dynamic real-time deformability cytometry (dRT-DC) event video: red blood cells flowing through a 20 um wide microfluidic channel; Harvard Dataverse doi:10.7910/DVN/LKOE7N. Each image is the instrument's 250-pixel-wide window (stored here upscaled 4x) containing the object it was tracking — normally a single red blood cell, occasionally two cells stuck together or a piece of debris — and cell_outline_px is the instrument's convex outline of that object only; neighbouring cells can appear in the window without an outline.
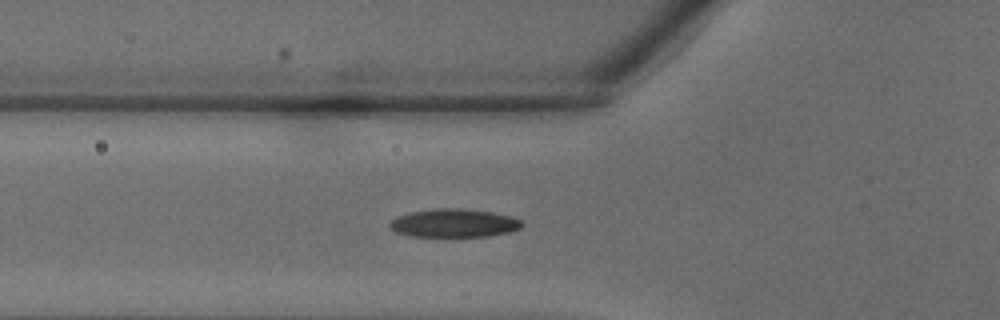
{"species": "common noctule bat (a hibernating species)", "species_latin": "Nyctalus noctula", "temperature_condition": "warm", "stored_images_in_passage": 30, "camera_frame_rate_fps": 3000, "um_per_image_px": 0.085, "animal": {"sex": "male", "body_mass_g": 18.8}, "frame": {"image": 1, "passage_image": 5, "time_ms": 1.333, "image_size_px": [1000, 320], "cell_outline_px": [[524, 224], [520, 228], [508, 232], [488, 236], [412, 236], [396, 232], [388, 224], [396, 216], [412, 212], [436, 208], [464, 208], [492, 212], [508, 216], [520, 220]], "centroid_in_image_um": [38.58, 18.95], "position_along_channel_um": 87.2, "area_um2": 21.62}}
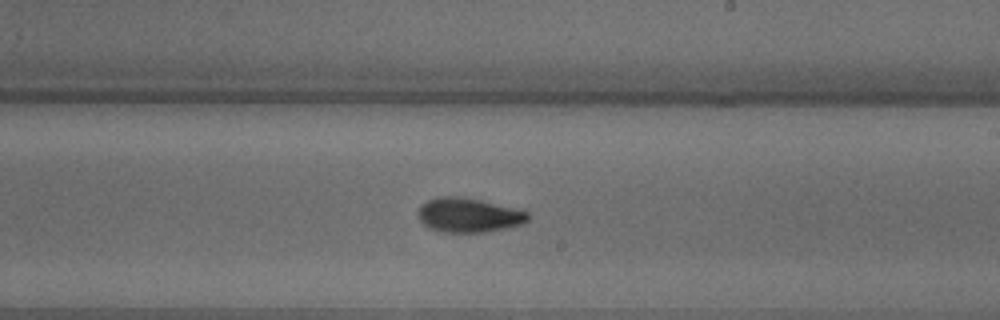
{"frame": {"image": 2, "passage_image": 14, "time_ms": 4.333, "image_size_px": [1000, 320], "cell_outline_px": [[528, 220], [524, 224], [508, 228], [488, 232], [444, 232], [432, 228], [424, 224], [416, 216], [420, 204], [436, 196], [460, 196], [480, 200], [516, 208], [528, 212]], "centroid_in_image_um": [39.83, 18.28], "position_along_channel_um": 249.2, "area_um2": 22.2}}
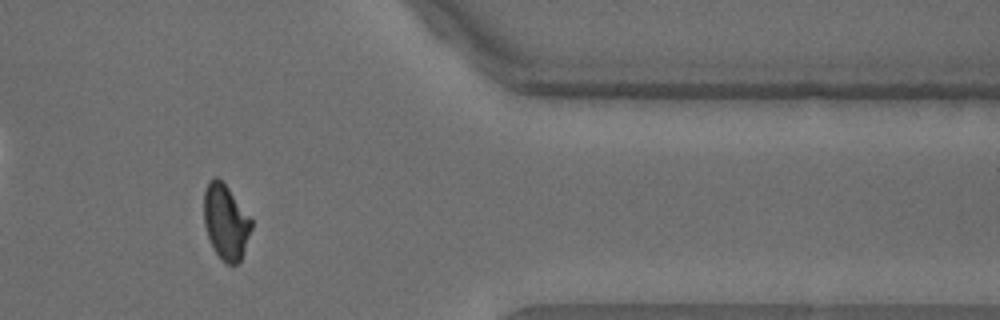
{"frame": {"image": 3, "passage_image": 23, "time_ms": 7.333, "image_size_px": [1000, 320], "cell_outline_px": [[252, 228], [240, 260], [236, 264], [228, 264], [220, 260], [212, 248], [204, 224], [204, 188], [208, 180], [212, 176], [216, 176], [228, 188], [252, 220]], "centroid_in_image_um": [19.16, 18.86], "position_along_channel_um": 392.2, "area_um2": 20.75}}